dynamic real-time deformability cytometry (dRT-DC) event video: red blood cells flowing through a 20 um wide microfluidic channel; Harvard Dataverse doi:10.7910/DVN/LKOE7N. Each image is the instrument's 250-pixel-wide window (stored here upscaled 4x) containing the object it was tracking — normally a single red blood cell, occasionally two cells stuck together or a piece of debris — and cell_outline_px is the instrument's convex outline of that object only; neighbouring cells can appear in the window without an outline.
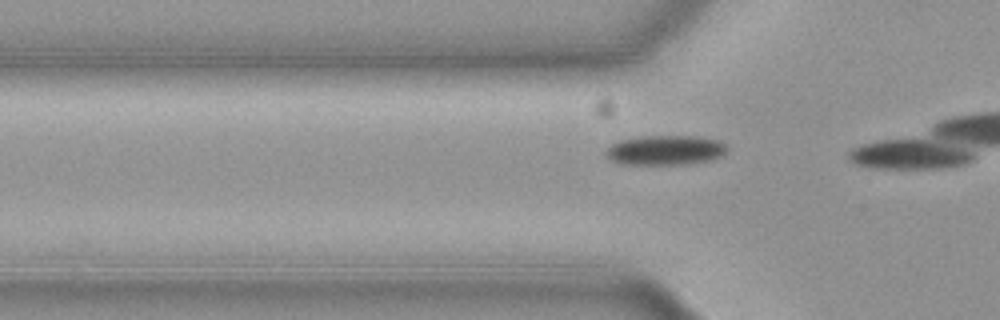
{"species": "common noctule bat (a hibernating species)", "species_latin": "Nyctalus noctula", "temperature_condition": "cold", "stored_images_in_passage": 8, "camera_frame_rate_fps": 3000, "um_per_image_px": 0.085, "animal": {"sex": "female", "body_mass_g": 19.3, "forearm_length_mm": 54.1}, "frame": {"image": 1, "passage_image": 5, "time_ms": 1.333, "image_size_px": [1000, 320], "cell_outline_px": [[728, 148], [720, 156], [712, 160], [688, 164], [620, 164], [612, 160], [604, 152], [612, 144], [620, 140], [640, 136], [700, 136], [716, 140], [724, 144]], "centroid_in_image_um": [56.55, 12.76], "position_along_channel_um": 69.3, "area_um2": 20.92}}